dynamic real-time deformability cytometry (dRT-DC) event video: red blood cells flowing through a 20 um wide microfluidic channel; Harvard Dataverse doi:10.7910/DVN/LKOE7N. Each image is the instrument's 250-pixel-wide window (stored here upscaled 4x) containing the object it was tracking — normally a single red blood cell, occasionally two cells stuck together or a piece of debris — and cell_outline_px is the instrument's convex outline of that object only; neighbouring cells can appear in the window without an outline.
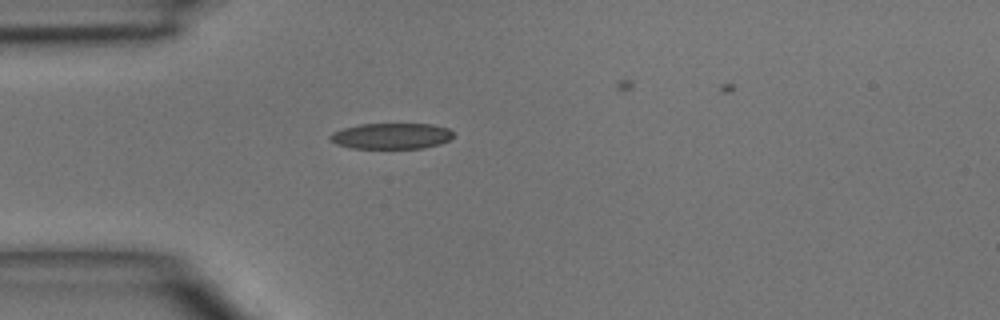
{"species": "common noctule bat (a hibernating species)", "species_latin": "Nyctalus noctula", "temperature_condition": "room temperature", "stored_images_in_passage": 2, "camera_frame_rate_fps": 3000, "um_per_image_px": 0.085, "animal": {"sex": "male", "body_mass_g": 15.6}, "frame": {"image": 1, "passage_image": 1, "time_ms": 0.0, "image_size_px": [1000, 320], "cell_outline_px": [[452, 136], [448, 140], [440, 144], [424, 148], [352, 148], [336, 144], [328, 136], [332, 132], [344, 128], [360, 124], [432, 124], [448, 128], [452, 132]], "centroid_in_image_um": [33.26, 11.56], "position_along_channel_um": 51.7, "area_um2": 18.5}}